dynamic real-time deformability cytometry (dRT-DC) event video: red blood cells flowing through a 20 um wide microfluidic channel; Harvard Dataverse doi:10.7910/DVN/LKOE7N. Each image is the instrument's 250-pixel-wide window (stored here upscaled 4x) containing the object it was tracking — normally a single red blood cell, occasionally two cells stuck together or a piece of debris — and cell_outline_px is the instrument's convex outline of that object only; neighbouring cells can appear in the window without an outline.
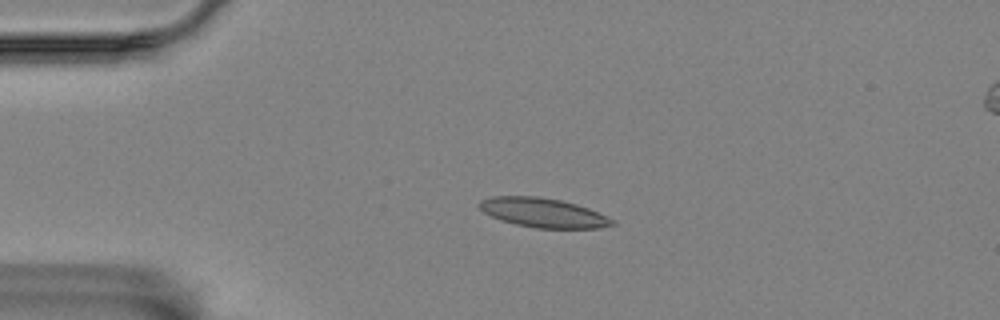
{"species": "Egyptian fruit bat (a non-hibernating species)", "species_latin": "Rousettus aegyptiacus", "temperature_condition": "room temperature", "stored_images_in_passage": 4, "camera_frame_rate_fps": 3000, "um_per_image_px": 0.085, "animal": {"sex": "female"}, "frame": {"image": 1, "passage_image": 3, "time_ms": 2.333, "image_size_px": [1000, 320], "cell_outline_px": [[616, 224], [600, 228], [536, 228], [516, 224], [500, 220], [484, 212], [476, 204], [480, 200], [492, 196], [536, 196], [560, 200], [576, 204], [588, 208], [612, 220]], "centroid_in_image_um": [46.11, 18.07], "position_along_channel_um": 38.9, "area_um2": 22.48}}